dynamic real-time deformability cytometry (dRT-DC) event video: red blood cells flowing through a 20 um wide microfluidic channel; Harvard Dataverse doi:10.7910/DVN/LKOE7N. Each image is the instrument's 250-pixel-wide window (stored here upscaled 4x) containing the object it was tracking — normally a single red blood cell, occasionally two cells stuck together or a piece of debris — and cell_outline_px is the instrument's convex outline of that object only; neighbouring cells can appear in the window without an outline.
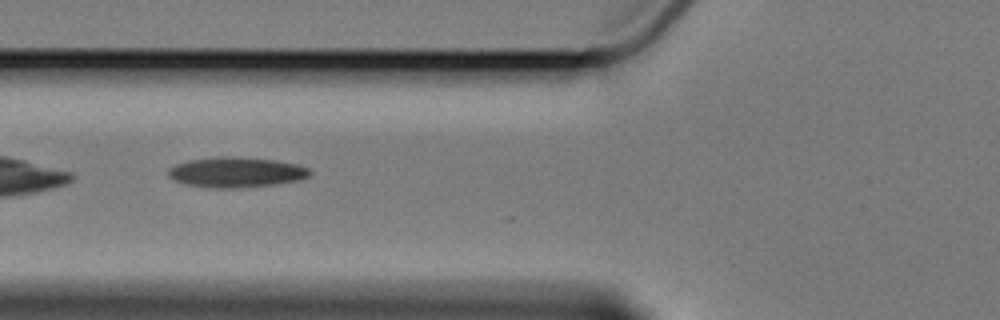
{"species": "Egyptian fruit bat (a non-hibernating species)", "species_latin": "Rousettus aegyptiacus", "temperature_condition": "cold", "stored_images_in_passage": 6, "camera_frame_rate_fps": 3000, "um_per_image_px": 0.085, "animal": {"sex": "female"}, "frame": {"image": 1, "passage_image": 6, "time_ms": 6.667, "image_size_px": [1000, 320], "cell_outline_px": [[312, 172], [308, 176], [300, 180], [276, 184], [240, 188], [216, 188], [188, 184], [172, 180], [168, 176], [168, 168], [176, 164], [188, 160], [216, 156], [228, 156], [272, 160], [296, 164], [308, 168]], "centroid_in_image_um": [20.05, 14.64], "position_along_channel_um": 105.8, "area_um2": 24.91}}